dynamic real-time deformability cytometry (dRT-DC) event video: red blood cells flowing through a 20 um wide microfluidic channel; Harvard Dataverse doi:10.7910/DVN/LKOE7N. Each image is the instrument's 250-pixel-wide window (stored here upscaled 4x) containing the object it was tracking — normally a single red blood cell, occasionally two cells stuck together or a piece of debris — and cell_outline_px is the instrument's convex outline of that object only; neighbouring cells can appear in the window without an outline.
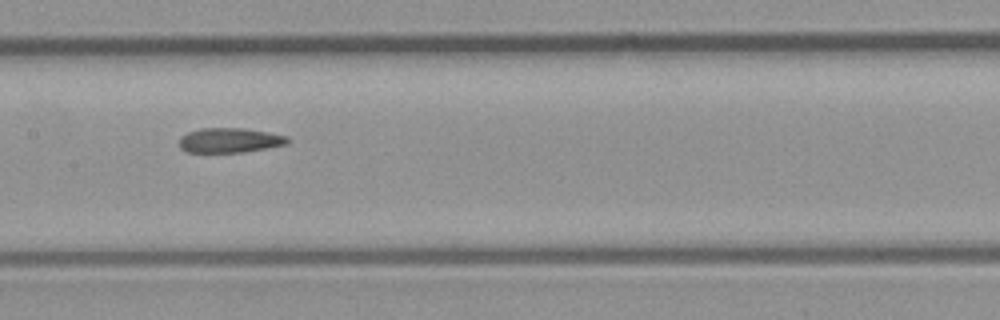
{"species": "common noctule bat (a hibernating species)", "species_latin": "Nyctalus noctula", "temperature_condition": "room temperature", "stored_images_in_passage": 9, "camera_frame_rate_fps": 3000, "um_per_image_px": 0.085, "animal": {"sex": "male", "body_mass_g": 23.1, "forearm_length_mm": 52.7}, "frame": {"image": 1, "passage_image": 8, "time_ms": 9.0, "image_size_px": [1000, 320], "cell_outline_px": [[292, 140], [288, 144], [244, 152], [188, 152], [180, 148], [180, 136], [188, 132], [200, 128], [244, 128], [268, 132], [288, 136]], "centroid_in_image_um": [19.56, 11.92], "position_along_channel_um": 187.8, "area_um2": 15.72}}
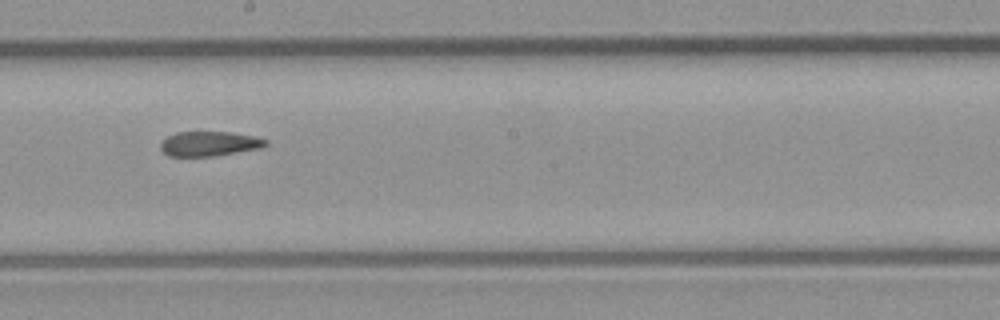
{"frame": {"image": 2, "passage_image": 9, "time_ms": 10.0, "image_size_px": [1000, 320], "cell_outline_px": [[268, 144], [260, 148], [216, 156], [168, 156], [160, 148], [160, 144], [168, 136], [176, 132], [228, 132], [252, 136], [268, 140]], "centroid_in_image_um": [17.79, 12.22], "position_along_channel_um": 230.4, "area_um2": 15.03}}